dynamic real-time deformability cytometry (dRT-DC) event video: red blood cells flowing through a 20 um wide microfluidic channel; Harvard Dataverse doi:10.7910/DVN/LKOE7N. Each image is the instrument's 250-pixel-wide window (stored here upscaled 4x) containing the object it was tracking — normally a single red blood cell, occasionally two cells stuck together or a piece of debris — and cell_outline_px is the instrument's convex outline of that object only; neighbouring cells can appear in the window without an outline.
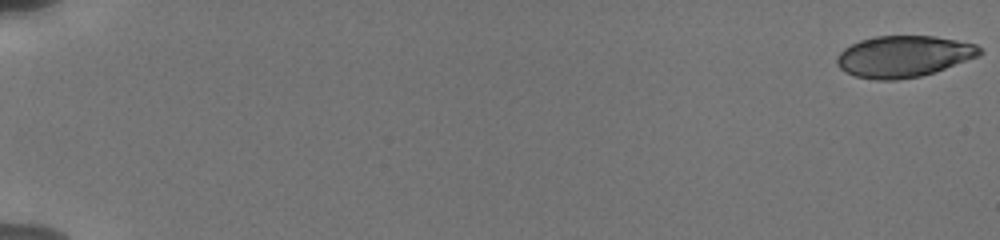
{"species": "human", "species_latin": "Homo sapiens", "temperature_condition": "cold", "stored_images_in_passage": 11, "camera_frame_rate_fps": 3000, "um_per_image_px": 0.085, "donor": {"sex": "male"}, "frame": {"image": 1, "passage_image": 1, "time_ms": 0.0, "image_size_px": [1000, 240], "cell_outline_px": [[984, 52], [980, 56], [920, 76], [896, 80], [876, 80], [856, 76], [844, 72], [836, 64], [836, 56], [844, 48], [860, 40], [876, 36], [936, 36], [976, 44]], "centroid_in_image_um": [76.79, 4.79], "position_along_channel_um": 8.2, "area_um2": 34.45}}
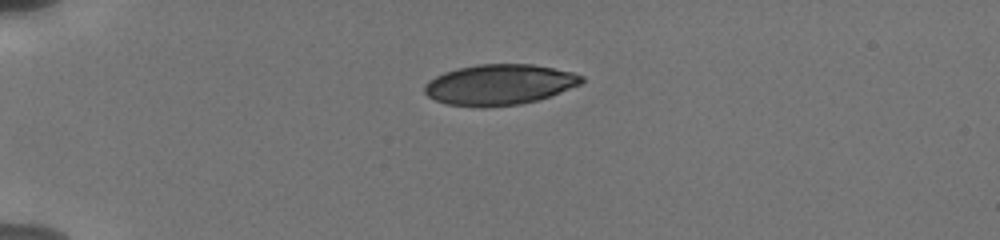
{"frame": {"image": 2, "passage_image": 8, "time_ms": 5.0, "image_size_px": [1000, 240], "cell_outline_px": [[584, 80], [580, 84], [560, 92], [536, 100], [520, 104], [448, 104], [436, 100], [428, 96], [424, 92], [424, 84], [428, 80], [444, 72], [460, 68], [480, 64], [532, 64], [572, 72], [584, 76]], "centroid_in_image_um": [42.46, 7.15], "position_along_channel_um": 42.5, "area_um2": 35.95}}
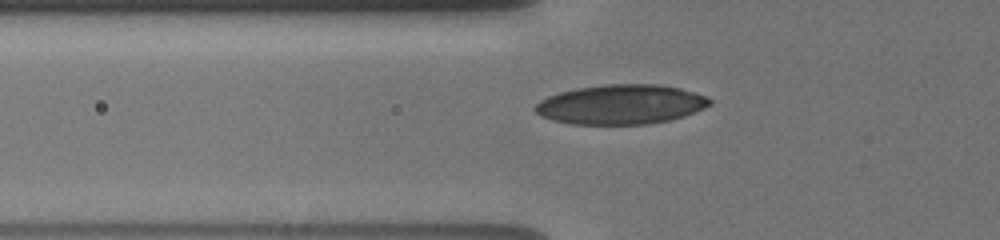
{"frame": {"image": 3, "passage_image": 11, "time_ms": 7.0, "image_size_px": [1000, 240], "cell_outline_px": [[712, 104], [704, 108], [684, 116], [668, 120], [648, 124], [572, 124], [552, 120], [540, 116], [532, 108], [540, 100], [548, 96], [560, 92], [576, 88], [604, 84], [660, 84], [680, 88], [708, 96], [712, 100]], "centroid_in_image_um": [52.78, 8.87], "position_along_channel_um": 73.0, "area_um2": 40.52}}